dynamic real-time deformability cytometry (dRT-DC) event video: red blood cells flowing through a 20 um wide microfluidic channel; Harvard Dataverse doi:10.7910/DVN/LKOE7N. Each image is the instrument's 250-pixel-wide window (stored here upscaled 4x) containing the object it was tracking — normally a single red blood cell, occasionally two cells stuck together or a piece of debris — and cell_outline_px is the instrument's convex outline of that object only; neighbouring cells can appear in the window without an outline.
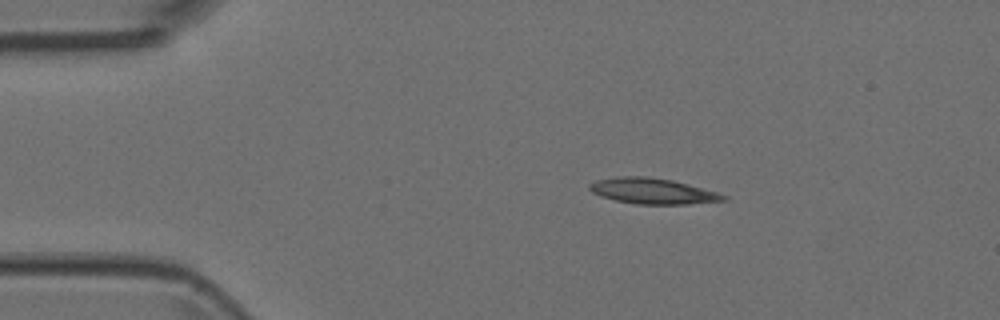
{"species": "Egyptian fruit bat (a non-hibernating species)", "species_latin": "Rousettus aegyptiacus", "temperature_condition": "room temperature", "stored_images_in_passage": 3, "camera_frame_rate_fps": 3000, "um_per_image_px": 0.085, "animal": {"sex": "female"}, "frame": {"image": 1, "passage_image": 1, "time_ms": 0.0, "image_size_px": [1000, 320], "cell_outline_px": [[728, 200], [688, 204], [636, 204], [616, 200], [600, 196], [592, 192], [588, 188], [588, 184], [596, 180], [620, 176], [648, 176], [672, 180], [688, 184], [716, 192], [728, 196]], "centroid_in_image_um": [55.46, 16.24], "position_along_channel_um": 29.5, "area_um2": 20.06}}